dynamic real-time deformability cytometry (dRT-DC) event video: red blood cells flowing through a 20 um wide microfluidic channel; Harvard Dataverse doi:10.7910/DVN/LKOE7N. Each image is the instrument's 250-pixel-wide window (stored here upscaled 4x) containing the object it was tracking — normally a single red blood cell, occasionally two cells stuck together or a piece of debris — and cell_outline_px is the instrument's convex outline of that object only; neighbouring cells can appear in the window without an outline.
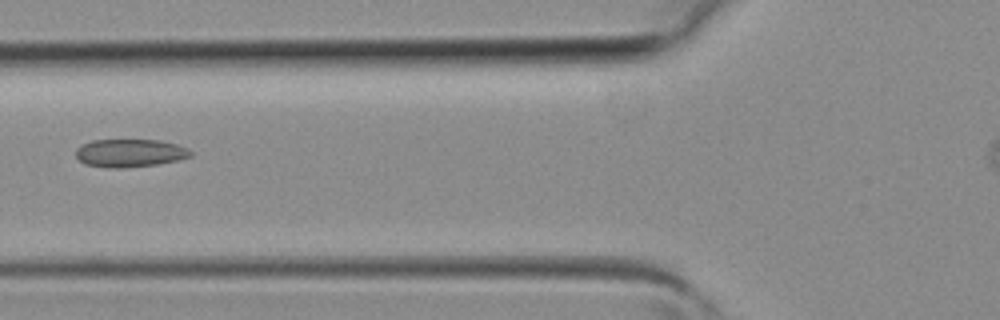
{"species": "common noctule bat (a hibernating species)", "species_latin": "Nyctalus noctula", "temperature_condition": "room temperature", "stored_images_in_passage": 4, "camera_frame_rate_fps": 3000, "um_per_image_px": 0.085, "animal": {"sex": "female", "body_mass_g": 19.3, "forearm_length_mm": 54.1}, "frame": {"image": 1, "passage_image": 4, "time_ms": 1.0, "image_size_px": [1000, 320], "cell_outline_px": [[192, 156], [176, 160], [156, 164], [120, 168], [108, 168], [84, 164], [76, 156], [76, 148], [80, 144], [92, 140], [160, 140], [176, 144], [188, 148], [192, 152]], "centroid_in_image_um": [11.01, 13.0], "position_along_channel_um": 114.8, "area_um2": 18.73}}